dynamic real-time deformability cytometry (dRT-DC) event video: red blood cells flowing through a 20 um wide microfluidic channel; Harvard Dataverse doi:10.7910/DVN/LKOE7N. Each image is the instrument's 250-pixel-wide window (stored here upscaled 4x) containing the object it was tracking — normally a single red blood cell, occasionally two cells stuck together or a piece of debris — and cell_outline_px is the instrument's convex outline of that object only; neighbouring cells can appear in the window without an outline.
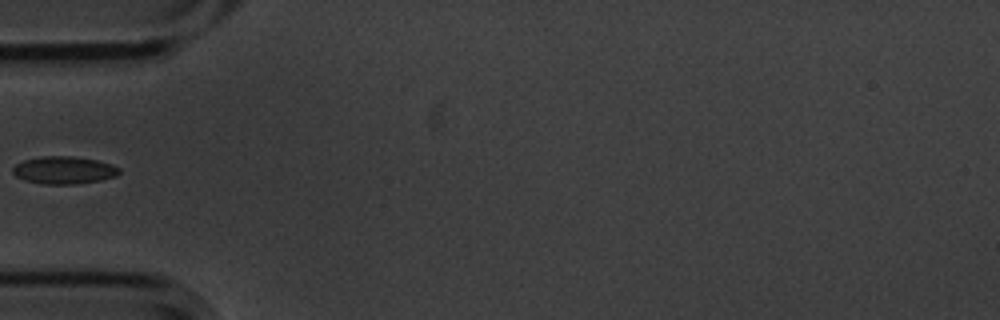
{"species": "common noctule bat (a hibernating species)", "species_latin": "Nyctalus noctula", "temperature_condition": "cold", "stored_images_in_passage": 4, "camera_frame_rate_fps": 3000, "um_per_image_px": 0.085, "animal": {"sex": "male", "body_mass_g": 20.1, "forearm_length_mm": 53.5}, "frame": {"image": 1, "passage_image": 4, "time_ms": 1.0, "image_size_px": [1000, 320], "cell_outline_px": [[120, 172], [116, 176], [100, 180], [76, 184], [40, 184], [24, 180], [16, 176], [12, 172], [12, 168], [16, 164], [24, 160], [40, 156], [72, 156], [96, 160], [112, 164], [120, 168]], "centroid_in_image_um": [5.42, 14.46], "position_along_channel_um": 79.6, "area_um2": 17.17}}